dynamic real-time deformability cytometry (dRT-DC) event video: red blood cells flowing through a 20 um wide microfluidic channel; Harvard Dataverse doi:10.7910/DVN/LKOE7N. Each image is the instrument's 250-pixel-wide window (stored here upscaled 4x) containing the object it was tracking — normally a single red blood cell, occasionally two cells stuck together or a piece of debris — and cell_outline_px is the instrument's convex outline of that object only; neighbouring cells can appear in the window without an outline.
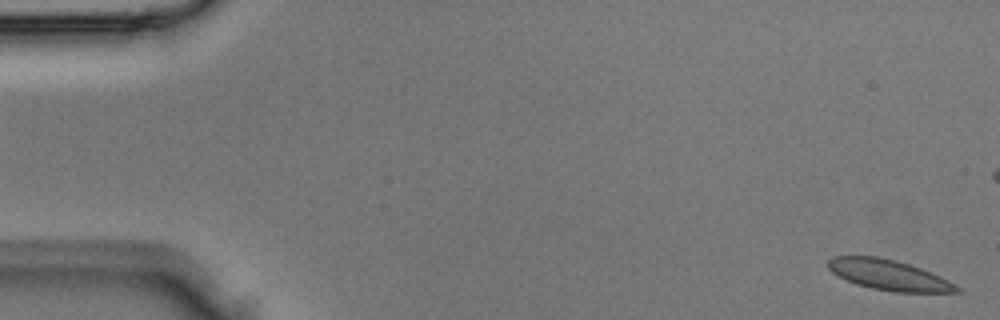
{"species": "Egyptian fruit bat (a non-hibernating species)", "species_latin": "Rousettus aegyptiacus", "temperature_condition": "room temperature", "stored_images_in_passage": 2, "segment_of_instrument_passage": [2, 2], "camera_frame_rate_fps": 3000, "um_per_image_px": 0.085, "animal": {"sex": "male"}, "frame": {"image": 1, "passage_image": 2, "time_ms": 0.333, "image_size_px": [1000, 320], "cell_outline_px": [[960, 292], [892, 292], [872, 288], [856, 284], [832, 272], [828, 268], [828, 260], [832, 256], [880, 256], [896, 260], [920, 268], [940, 276], [956, 284], [960, 288]], "centroid_in_image_um": [75.55, 23.37], "position_along_channel_um": 9.5, "area_um2": 22.66}}